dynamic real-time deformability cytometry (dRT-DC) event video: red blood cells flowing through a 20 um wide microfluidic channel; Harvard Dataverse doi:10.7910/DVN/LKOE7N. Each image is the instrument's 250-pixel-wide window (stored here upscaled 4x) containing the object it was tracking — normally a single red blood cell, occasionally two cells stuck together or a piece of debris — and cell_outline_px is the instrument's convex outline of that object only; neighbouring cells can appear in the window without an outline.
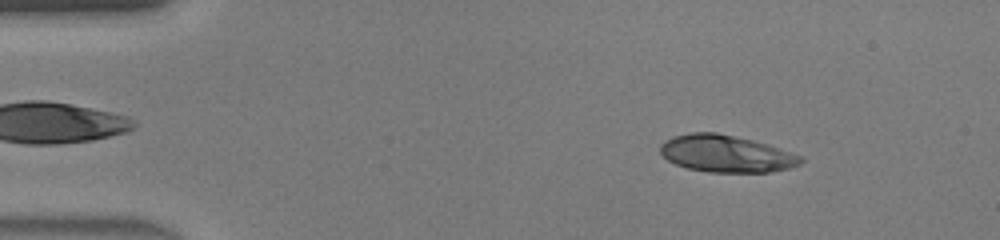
{"species": "human", "species_latin": "Homo sapiens", "temperature_condition": "warm", "stored_images_in_passage": 45, "camera_frame_rate_fps": 3000, "um_per_image_px": 0.085, "donor": {"sex": "male"}, "frame": {"image": 1, "passage_image": 6, "time_ms": 1.667, "image_size_px": [1000, 240], "cell_outline_px": [[804, 160], [800, 164], [788, 168], [768, 172], [708, 172], [688, 168], [676, 164], [668, 160], [660, 152], [660, 144], [664, 140], [688, 132], [716, 132], [752, 140], [768, 144], [800, 156]], "centroid_in_image_um": [61.69, 13.06], "position_along_channel_um": 23.3, "area_um2": 30.11}}
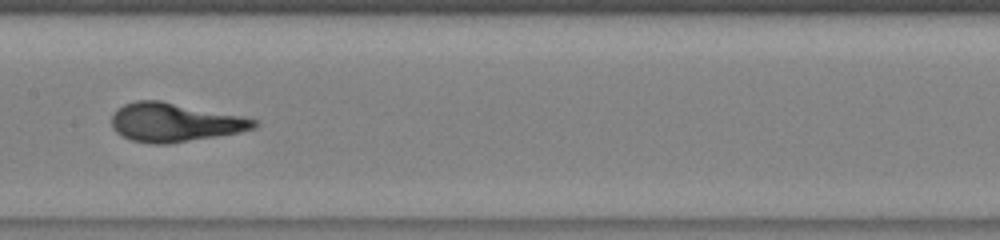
{"frame": {"image": 2, "passage_image": 23, "time_ms": 7.333, "image_size_px": [1000, 240], "cell_outline_px": [[260, 124], [256, 128], [240, 132], [168, 144], [152, 144], [132, 140], [120, 136], [112, 128], [112, 112], [116, 108], [124, 104], [136, 100], [160, 100], [244, 116], [260, 120]], "centroid_in_image_um": [14.85, 10.39], "position_along_channel_um": 192.6, "area_um2": 32.54}}
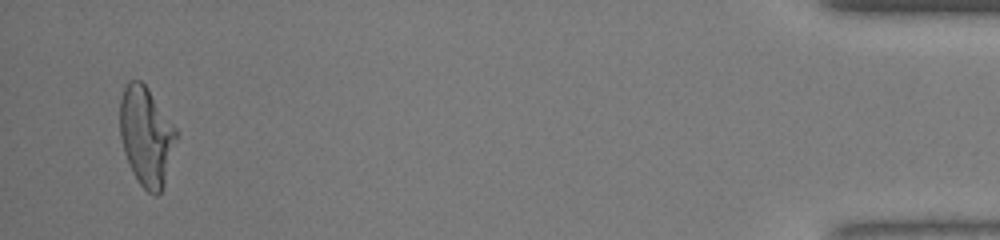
{"frame": {"image": 3, "passage_image": 44, "time_ms": 14.333, "image_size_px": [1000, 240], "cell_outline_px": [[176, 140], [164, 184], [160, 192], [156, 196], [152, 196], [140, 184], [132, 172], [124, 152], [120, 136], [120, 100], [124, 88], [128, 80], [140, 80], [148, 88], [176, 128]], "centroid_in_image_um": [12.42, 11.57], "position_along_channel_um": 422.8, "area_um2": 32.25}, "authors_computed_cell_mechanics": {"area_um2": 30.9808, "velocity_mm_per_s": 4.4803, "shape_relaxation_time_tau1_ms": 3.3803, "shape_relaxation_time_tau2_ms": null, "deformation_change_tau1": 0.2628, "deformation_change_tau2": null}}